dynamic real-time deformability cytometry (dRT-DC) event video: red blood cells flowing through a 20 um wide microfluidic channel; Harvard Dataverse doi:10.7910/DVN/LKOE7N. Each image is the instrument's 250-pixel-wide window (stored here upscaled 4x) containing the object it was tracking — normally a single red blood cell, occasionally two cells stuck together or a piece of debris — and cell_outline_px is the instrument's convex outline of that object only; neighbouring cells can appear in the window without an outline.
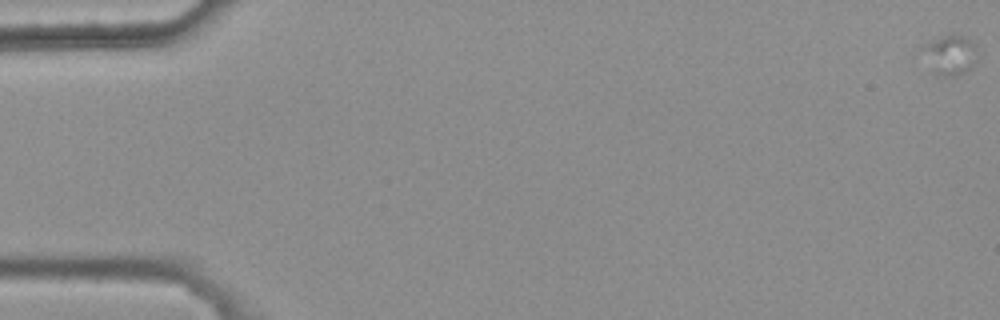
{"species": "common noctule bat (a hibernating species)", "species_latin": "Nyctalus noctula", "temperature_condition": "warm", "stored_images_in_passage": 5, "camera_frame_rate_fps": 3000, "um_per_image_px": 0.085, "animal": {"sex": "female", "body_mass_g": 25.1}, "frame": {"image": 1, "passage_image": 1, "time_ms": 0.0, "image_size_px": [1000, 320], "cell_outline_px": [[976, 60], [964, 72], [956, 76], [936, 76], [932, 72], [920, 48], [952, 32], [968, 36], [972, 40], [976, 48]], "centroid_in_image_um": [80.76, 4.65], "position_along_channel_um": 4.2, "area_um2": 12.77}}